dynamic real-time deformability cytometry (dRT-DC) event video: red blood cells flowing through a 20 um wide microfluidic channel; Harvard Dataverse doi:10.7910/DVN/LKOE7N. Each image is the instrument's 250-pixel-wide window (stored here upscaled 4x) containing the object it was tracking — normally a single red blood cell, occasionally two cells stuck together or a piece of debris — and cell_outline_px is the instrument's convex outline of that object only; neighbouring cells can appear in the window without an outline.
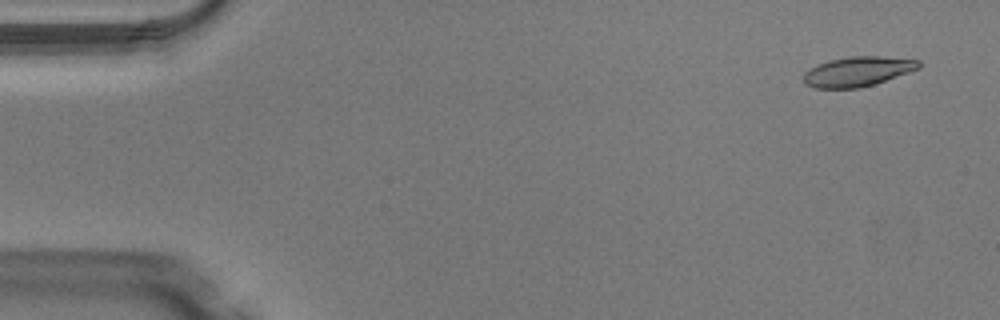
{"species": "Egyptian fruit bat (a non-hibernating species)", "species_latin": "Rousettus aegyptiacus", "temperature_condition": "warm", "stored_images_in_passage": 49, "camera_frame_rate_fps": 3000, "um_per_image_px": 0.085, "animal": {"sex": "male"}, "frame": {"image": 1, "passage_image": 3, "time_ms": 0.667, "image_size_px": [1000, 320], "cell_outline_px": [[920, 68], [860, 88], [816, 88], [804, 84], [804, 72], [828, 60], [848, 56], [884, 56], [920, 60]], "centroid_in_image_um": [72.89, 6.06], "position_along_channel_um": 12.1, "area_um2": 19.77}}
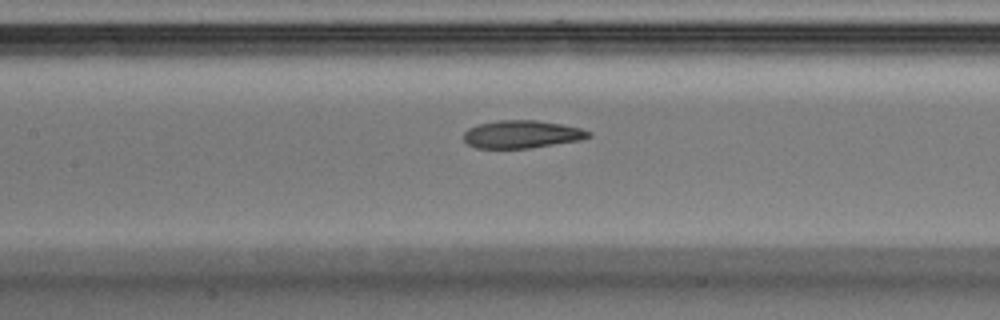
{"frame": {"image": 2, "passage_image": 23, "time_ms": 7.333, "image_size_px": [1000, 320], "cell_outline_px": [[592, 136], [580, 140], [532, 148], [476, 148], [468, 144], [464, 140], [464, 132], [468, 128], [476, 124], [500, 120], [536, 120], [560, 124], [580, 128], [592, 132]], "centroid_in_image_um": [44.35, 11.41], "position_along_channel_um": 163.1, "area_um2": 20.29}}
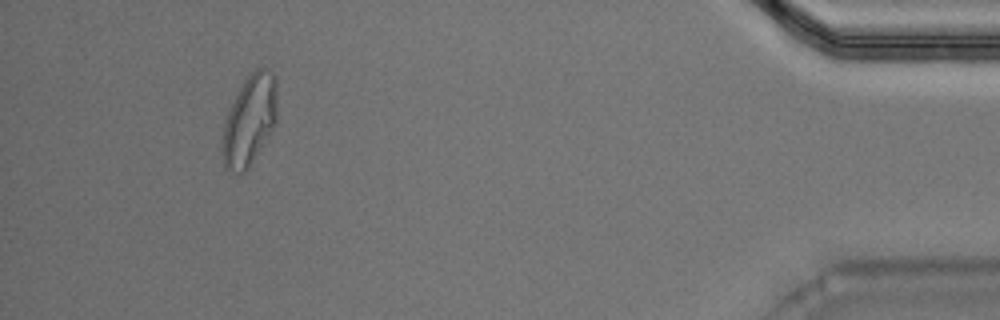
{"frame": {"image": 3, "passage_image": 46, "time_ms": 15.0, "image_size_px": [1000, 320], "cell_outline_px": [[276, 120], [272, 128], [248, 168], [244, 172], [236, 176], [224, 168], [220, 148], [224, 120], [244, 80], [256, 68], [268, 68], [276, 76]], "centroid_in_image_um": [21.16, 10.26], "position_along_channel_um": 414.0, "area_um2": 28.9}, "authors_computed_cell_mechanics": {"area_um2": 21.097, "velocity_mm_per_s": 4.0983, "shape_relaxation_time_tau1_ms": 4.7132, "shape_relaxation_time_tau2_ms": 2.1298, "deformation_change_tau1": 0.1874, "deformation_change_tau2": 0.0967}}